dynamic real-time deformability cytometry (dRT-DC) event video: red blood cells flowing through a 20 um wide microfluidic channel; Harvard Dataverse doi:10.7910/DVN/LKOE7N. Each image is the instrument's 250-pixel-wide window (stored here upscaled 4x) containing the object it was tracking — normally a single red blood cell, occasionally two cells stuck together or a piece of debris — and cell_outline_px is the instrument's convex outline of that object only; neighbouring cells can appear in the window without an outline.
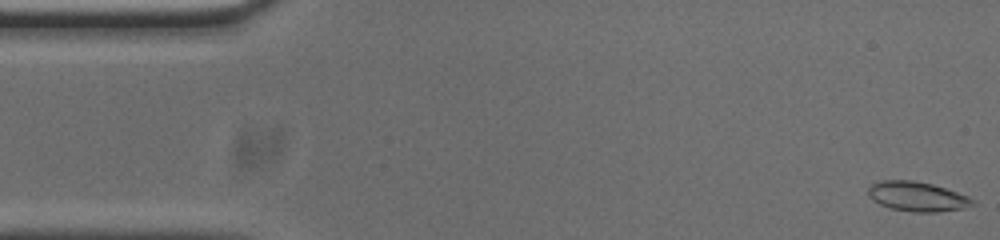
{"species": "common noctule bat (a hibernating species)", "species_latin": "Nyctalus noctula", "temperature_condition": "cold", "stored_images_in_passage": 53, "camera_frame_rate_fps": 3000, "um_per_image_px": 0.085, "animal": {"sex": "male", "body_mass_g": 20.0, "forearm_length_mm": 53.3}, "frame": {"image": 1, "passage_image": 1, "time_ms": 0.0, "image_size_px": [1000, 240], "cell_outline_px": [[976, 204], [964, 208], [936, 212], [912, 212], [892, 208], [880, 204], [872, 200], [868, 196], [868, 188], [872, 184], [880, 180], [912, 180], [932, 184], [968, 196], [976, 200]], "centroid_in_image_um": [77.97, 16.7], "position_along_channel_um": 7.0, "area_um2": 18.03}}
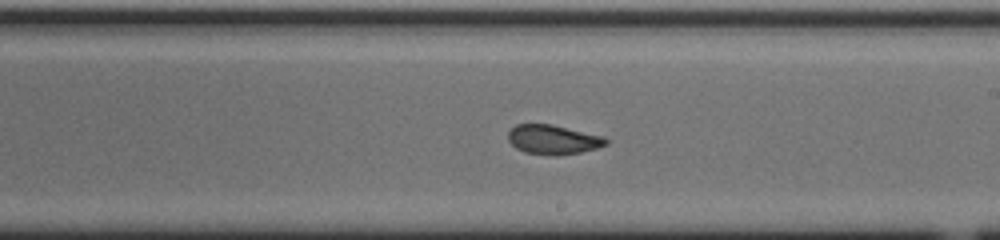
{"frame": {"image": 2, "passage_image": 29, "time_ms": 9.333, "image_size_px": [1000, 240], "cell_outline_px": [[608, 144], [596, 148], [580, 152], [556, 156], [552, 156], [524, 152], [516, 148], [508, 140], [508, 132], [516, 124], [552, 124], [604, 136], [608, 140]], "centroid_in_image_um": [47.02, 11.87], "position_along_channel_um": 242.0, "area_um2": 16.88}}
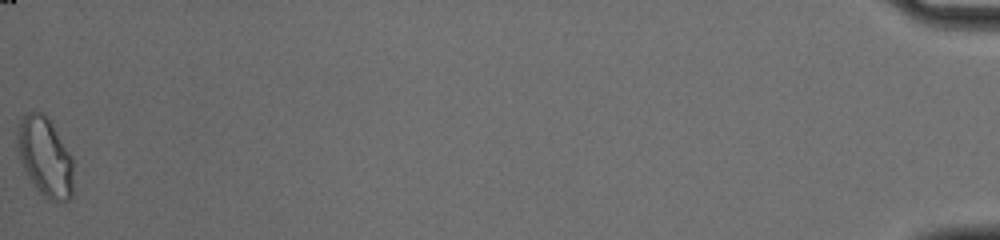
{"frame": {"image": 3, "passage_image": 53, "time_ms": 17.333, "image_size_px": [1000, 240], "cell_outline_px": [[72, 196], [68, 200], [56, 204], [44, 196], [36, 188], [28, 176], [20, 160], [16, 144], [16, 128], [20, 120], [28, 112], [44, 112], [52, 124], [72, 156]], "centroid_in_image_um": [3.81, 13.34], "position_along_channel_um": 431.4, "area_um2": 26.01}, "authors_computed_cell_mechanics": {"area_um2": 17.629, "velocity_mm_per_s": 3.771, "shape_relaxation_time_tau1_ms": 10.7866, "shape_relaxation_time_tau2_ms": 1.5184, "deformation_change_tau1": 0.2018, "deformation_change_tau2": 0.0715}}